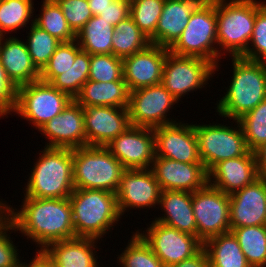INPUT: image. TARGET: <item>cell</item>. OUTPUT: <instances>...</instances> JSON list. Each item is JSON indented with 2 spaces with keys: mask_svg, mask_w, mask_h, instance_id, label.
<instances>
[{
  "mask_svg": "<svg viewBox=\"0 0 266 267\" xmlns=\"http://www.w3.org/2000/svg\"><path fill=\"white\" fill-rule=\"evenodd\" d=\"M230 230L246 226L266 225V180L253 183L229 195Z\"/></svg>",
  "mask_w": 266,
  "mask_h": 267,
  "instance_id": "obj_21",
  "label": "cell"
},
{
  "mask_svg": "<svg viewBox=\"0 0 266 267\" xmlns=\"http://www.w3.org/2000/svg\"><path fill=\"white\" fill-rule=\"evenodd\" d=\"M114 0H88L93 16H99Z\"/></svg>",
  "mask_w": 266,
  "mask_h": 267,
  "instance_id": "obj_49",
  "label": "cell"
},
{
  "mask_svg": "<svg viewBox=\"0 0 266 267\" xmlns=\"http://www.w3.org/2000/svg\"><path fill=\"white\" fill-rule=\"evenodd\" d=\"M221 118L219 123L216 119L217 122L213 121L212 124L210 121L209 124H194L199 156L207 172L220 161L240 157L250 151L238 120L230 122ZM221 121L227 123L222 124Z\"/></svg>",
  "mask_w": 266,
  "mask_h": 267,
  "instance_id": "obj_7",
  "label": "cell"
},
{
  "mask_svg": "<svg viewBox=\"0 0 266 267\" xmlns=\"http://www.w3.org/2000/svg\"><path fill=\"white\" fill-rule=\"evenodd\" d=\"M150 44V39L138 28L130 16L114 27L112 54L117 57L123 59L146 49Z\"/></svg>",
  "mask_w": 266,
  "mask_h": 267,
  "instance_id": "obj_31",
  "label": "cell"
},
{
  "mask_svg": "<svg viewBox=\"0 0 266 267\" xmlns=\"http://www.w3.org/2000/svg\"><path fill=\"white\" fill-rule=\"evenodd\" d=\"M12 233L17 235L15 225L6 215L0 221V267H18L23 263L24 257L19 254L22 250L18 249L20 246L14 243L13 237L11 238Z\"/></svg>",
  "mask_w": 266,
  "mask_h": 267,
  "instance_id": "obj_41",
  "label": "cell"
},
{
  "mask_svg": "<svg viewBox=\"0 0 266 267\" xmlns=\"http://www.w3.org/2000/svg\"><path fill=\"white\" fill-rule=\"evenodd\" d=\"M90 57L88 52L81 50L76 55L74 64L65 73L56 76L50 84L75 99L82 86L88 81Z\"/></svg>",
  "mask_w": 266,
  "mask_h": 267,
  "instance_id": "obj_35",
  "label": "cell"
},
{
  "mask_svg": "<svg viewBox=\"0 0 266 267\" xmlns=\"http://www.w3.org/2000/svg\"><path fill=\"white\" fill-rule=\"evenodd\" d=\"M106 147L125 169H149L156 156L153 128L131 125Z\"/></svg>",
  "mask_w": 266,
  "mask_h": 267,
  "instance_id": "obj_16",
  "label": "cell"
},
{
  "mask_svg": "<svg viewBox=\"0 0 266 267\" xmlns=\"http://www.w3.org/2000/svg\"><path fill=\"white\" fill-rule=\"evenodd\" d=\"M18 267H26V265L24 263H22Z\"/></svg>",
  "mask_w": 266,
  "mask_h": 267,
  "instance_id": "obj_52",
  "label": "cell"
},
{
  "mask_svg": "<svg viewBox=\"0 0 266 267\" xmlns=\"http://www.w3.org/2000/svg\"><path fill=\"white\" fill-rule=\"evenodd\" d=\"M162 191L195 192L208 184V172L203 163H183L155 157L150 168Z\"/></svg>",
  "mask_w": 266,
  "mask_h": 267,
  "instance_id": "obj_18",
  "label": "cell"
},
{
  "mask_svg": "<svg viewBox=\"0 0 266 267\" xmlns=\"http://www.w3.org/2000/svg\"><path fill=\"white\" fill-rule=\"evenodd\" d=\"M241 57L266 62V4L256 14L249 46Z\"/></svg>",
  "mask_w": 266,
  "mask_h": 267,
  "instance_id": "obj_42",
  "label": "cell"
},
{
  "mask_svg": "<svg viewBox=\"0 0 266 267\" xmlns=\"http://www.w3.org/2000/svg\"><path fill=\"white\" fill-rule=\"evenodd\" d=\"M169 49L150 44L146 49L123 58V79L130 92L160 84Z\"/></svg>",
  "mask_w": 266,
  "mask_h": 267,
  "instance_id": "obj_20",
  "label": "cell"
},
{
  "mask_svg": "<svg viewBox=\"0 0 266 267\" xmlns=\"http://www.w3.org/2000/svg\"><path fill=\"white\" fill-rule=\"evenodd\" d=\"M100 264H101V266H100ZM100 264L98 263L95 267H102V266L105 267L102 263H100Z\"/></svg>",
  "mask_w": 266,
  "mask_h": 267,
  "instance_id": "obj_51",
  "label": "cell"
},
{
  "mask_svg": "<svg viewBox=\"0 0 266 267\" xmlns=\"http://www.w3.org/2000/svg\"><path fill=\"white\" fill-rule=\"evenodd\" d=\"M247 147L255 151L266 142V99L238 119Z\"/></svg>",
  "mask_w": 266,
  "mask_h": 267,
  "instance_id": "obj_38",
  "label": "cell"
},
{
  "mask_svg": "<svg viewBox=\"0 0 266 267\" xmlns=\"http://www.w3.org/2000/svg\"><path fill=\"white\" fill-rule=\"evenodd\" d=\"M88 80L104 83L124 81L123 59L113 54H91Z\"/></svg>",
  "mask_w": 266,
  "mask_h": 267,
  "instance_id": "obj_40",
  "label": "cell"
},
{
  "mask_svg": "<svg viewBox=\"0 0 266 267\" xmlns=\"http://www.w3.org/2000/svg\"><path fill=\"white\" fill-rule=\"evenodd\" d=\"M229 60L232 63L230 83L227 87L224 85L226 91L214 109L220 117L238 120L266 99V62L241 56H232Z\"/></svg>",
  "mask_w": 266,
  "mask_h": 267,
  "instance_id": "obj_2",
  "label": "cell"
},
{
  "mask_svg": "<svg viewBox=\"0 0 266 267\" xmlns=\"http://www.w3.org/2000/svg\"><path fill=\"white\" fill-rule=\"evenodd\" d=\"M258 177L266 180V142L255 151Z\"/></svg>",
  "mask_w": 266,
  "mask_h": 267,
  "instance_id": "obj_48",
  "label": "cell"
},
{
  "mask_svg": "<svg viewBox=\"0 0 266 267\" xmlns=\"http://www.w3.org/2000/svg\"><path fill=\"white\" fill-rule=\"evenodd\" d=\"M34 23L61 42L76 40V34L69 27L63 11L56 0H43Z\"/></svg>",
  "mask_w": 266,
  "mask_h": 267,
  "instance_id": "obj_33",
  "label": "cell"
},
{
  "mask_svg": "<svg viewBox=\"0 0 266 267\" xmlns=\"http://www.w3.org/2000/svg\"><path fill=\"white\" fill-rule=\"evenodd\" d=\"M210 267H251L232 231L214 236L203 243Z\"/></svg>",
  "mask_w": 266,
  "mask_h": 267,
  "instance_id": "obj_28",
  "label": "cell"
},
{
  "mask_svg": "<svg viewBox=\"0 0 266 267\" xmlns=\"http://www.w3.org/2000/svg\"><path fill=\"white\" fill-rule=\"evenodd\" d=\"M129 13L130 1L114 0L99 16L115 27L120 21L126 19Z\"/></svg>",
  "mask_w": 266,
  "mask_h": 267,
  "instance_id": "obj_45",
  "label": "cell"
},
{
  "mask_svg": "<svg viewBox=\"0 0 266 267\" xmlns=\"http://www.w3.org/2000/svg\"><path fill=\"white\" fill-rule=\"evenodd\" d=\"M193 1L198 6L213 5L216 4L219 0H188Z\"/></svg>",
  "mask_w": 266,
  "mask_h": 267,
  "instance_id": "obj_50",
  "label": "cell"
},
{
  "mask_svg": "<svg viewBox=\"0 0 266 267\" xmlns=\"http://www.w3.org/2000/svg\"><path fill=\"white\" fill-rule=\"evenodd\" d=\"M34 7V0H0V37L28 28L34 22Z\"/></svg>",
  "mask_w": 266,
  "mask_h": 267,
  "instance_id": "obj_30",
  "label": "cell"
},
{
  "mask_svg": "<svg viewBox=\"0 0 266 267\" xmlns=\"http://www.w3.org/2000/svg\"><path fill=\"white\" fill-rule=\"evenodd\" d=\"M38 131L43 135L42 138L45 136V147L73 150L86 146L83 107L73 99Z\"/></svg>",
  "mask_w": 266,
  "mask_h": 267,
  "instance_id": "obj_17",
  "label": "cell"
},
{
  "mask_svg": "<svg viewBox=\"0 0 266 267\" xmlns=\"http://www.w3.org/2000/svg\"><path fill=\"white\" fill-rule=\"evenodd\" d=\"M69 27L76 34L93 16L88 0H56Z\"/></svg>",
  "mask_w": 266,
  "mask_h": 267,
  "instance_id": "obj_43",
  "label": "cell"
},
{
  "mask_svg": "<svg viewBox=\"0 0 266 267\" xmlns=\"http://www.w3.org/2000/svg\"><path fill=\"white\" fill-rule=\"evenodd\" d=\"M148 224L147 229L142 227L136 231L150 245L153 253L165 267H171L192 257L203 247V243L196 236L154 220Z\"/></svg>",
  "mask_w": 266,
  "mask_h": 267,
  "instance_id": "obj_12",
  "label": "cell"
},
{
  "mask_svg": "<svg viewBox=\"0 0 266 267\" xmlns=\"http://www.w3.org/2000/svg\"><path fill=\"white\" fill-rule=\"evenodd\" d=\"M0 61L8 78L17 88L40 80V71L33 64L22 37H0Z\"/></svg>",
  "mask_w": 266,
  "mask_h": 267,
  "instance_id": "obj_23",
  "label": "cell"
},
{
  "mask_svg": "<svg viewBox=\"0 0 266 267\" xmlns=\"http://www.w3.org/2000/svg\"><path fill=\"white\" fill-rule=\"evenodd\" d=\"M265 1L219 0L216 3L218 64L215 71L219 72L220 60L226 59L227 55L241 56L247 50L256 14L266 4Z\"/></svg>",
  "mask_w": 266,
  "mask_h": 267,
  "instance_id": "obj_5",
  "label": "cell"
},
{
  "mask_svg": "<svg viewBox=\"0 0 266 267\" xmlns=\"http://www.w3.org/2000/svg\"><path fill=\"white\" fill-rule=\"evenodd\" d=\"M165 0H131L130 17L138 28L155 44V31Z\"/></svg>",
  "mask_w": 266,
  "mask_h": 267,
  "instance_id": "obj_37",
  "label": "cell"
},
{
  "mask_svg": "<svg viewBox=\"0 0 266 267\" xmlns=\"http://www.w3.org/2000/svg\"><path fill=\"white\" fill-rule=\"evenodd\" d=\"M130 90L125 81L96 82L88 80L75 100L82 107L112 106L128 108Z\"/></svg>",
  "mask_w": 266,
  "mask_h": 267,
  "instance_id": "obj_27",
  "label": "cell"
},
{
  "mask_svg": "<svg viewBox=\"0 0 266 267\" xmlns=\"http://www.w3.org/2000/svg\"><path fill=\"white\" fill-rule=\"evenodd\" d=\"M197 7L193 1L165 0L155 31V45L169 49L180 37Z\"/></svg>",
  "mask_w": 266,
  "mask_h": 267,
  "instance_id": "obj_26",
  "label": "cell"
},
{
  "mask_svg": "<svg viewBox=\"0 0 266 267\" xmlns=\"http://www.w3.org/2000/svg\"><path fill=\"white\" fill-rule=\"evenodd\" d=\"M181 121L153 128L155 157L183 163H202L194 124Z\"/></svg>",
  "mask_w": 266,
  "mask_h": 267,
  "instance_id": "obj_15",
  "label": "cell"
},
{
  "mask_svg": "<svg viewBox=\"0 0 266 267\" xmlns=\"http://www.w3.org/2000/svg\"><path fill=\"white\" fill-rule=\"evenodd\" d=\"M192 207L197 224V238L208 239L230 230V197L207 184L192 192Z\"/></svg>",
  "mask_w": 266,
  "mask_h": 267,
  "instance_id": "obj_13",
  "label": "cell"
},
{
  "mask_svg": "<svg viewBox=\"0 0 266 267\" xmlns=\"http://www.w3.org/2000/svg\"><path fill=\"white\" fill-rule=\"evenodd\" d=\"M102 241L75 237L48 245L44 251L50 256L57 267H95L98 262V249Z\"/></svg>",
  "mask_w": 266,
  "mask_h": 267,
  "instance_id": "obj_25",
  "label": "cell"
},
{
  "mask_svg": "<svg viewBox=\"0 0 266 267\" xmlns=\"http://www.w3.org/2000/svg\"><path fill=\"white\" fill-rule=\"evenodd\" d=\"M161 191L150 168L125 169L116 192L120 215L122 218L124 214L128 217L127 214L132 209H146L145 213H148L150 208L155 210L159 205Z\"/></svg>",
  "mask_w": 266,
  "mask_h": 267,
  "instance_id": "obj_14",
  "label": "cell"
},
{
  "mask_svg": "<svg viewBox=\"0 0 266 267\" xmlns=\"http://www.w3.org/2000/svg\"><path fill=\"white\" fill-rule=\"evenodd\" d=\"M21 198V206L16 208L13 203H7L6 208V215L17 233L22 235L20 237L28 239L39 250L54 242L76 237L69 198Z\"/></svg>",
  "mask_w": 266,
  "mask_h": 267,
  "instance_id": "obj_1",
  "label": "cell"
},
{
  "mask_svg": "<svg viewBox=\"0 0 266 267\" xmlns=\"http://www.w3.org/2000/svg\"><path fill=\"white\" fill-rule=\"evenodd\" d=\"M242 252L251 267H266V225L234 228Z\"/></svg>",
  "mask_w": 266,
  "mask_h": 267,
  "instance_id": "obj_32",
  "label": "cell"
},
{
  "mask_svg": "<svg viewBox=\"0 0 266 267\" xmlns=\"http://www.w3.org/2000/svg\"><path fill=\"white\" fill-rule=\"evenodd\" d=\"M76 237L104 241L121 224L116 193L98 189H74L69 197ZM119 223V225H118ZM101 239V240H100Z\"/></svg>",
  "mask_w": 266,
  "mask_h": 267,
  "instance_id": "obj_4",
  "label": "cell"
},
{
  "mask_svg": "<svg viewBox=\"0 0 266 267\" xmlns=\"http://www.w3.org/2000/svg\"><path fill=\"white\" fill-rule=\"evenodd\" d=\"M171 267H210L208 255L205 249L202 247L192 257L181 261Z\"/></svg>",
  "mask_w": 266,
  "mask_h": 267,
  "instance_id": "obj_46",
  "label": "cell"
},
{
  "mask_svg": "<svg viewBox=\"0 0 266 267\" xmlns=\"http://www.w3.org/2000/svg\"><path fill=\"white\" fill-rule=\"evenodd\" d=\"M216 73L215 65L206 59L180 56L168 51L161 84L178 102H183L181 100L186 95L202 88L206 90Z\"/></svg>",
  "mask_w": 266,
  "mask_h": 267,
  "instance_id": "obj_10",
  "label": "cell"
},
{
  "mask_svg": "<svg viewBox=\"0 0 266 267\" xmlns=\"http://www.w3.org/2000/svg\"><path fill=\"white\" fill-rule=\"evenodd\" d=\"M114 27L100 16H92L76 33L81 50L91 54H112Z\"/></svg>",
  "mask_w": 266,
  "mask_h": 267,
  "instance_id": "obj_29",
  "label": "cell"
},
{
  "mask_svg": "<svg viewBox=\"0 0 266 267\" xmlns=\"http://www.w3.org/2000/svg\"><path fill=\"white\" fill-rule=\"evenodd\" d=\"M28 30L26 29L28 35L25 43L33 64L41 71L62 42L34 22L28 27Z\"/></svg>",
  "mask_w": 266,
  "mask_h": 267,
  "instance_id": "obj_36",
  "label": "cell"
},
{
  "mask_svg": "<svg viewBox=\"0 0 266 267\" xmlns=\"http://www.w3.org/2000/svg\"><path fill=\"white\" fill-rule=\"evenodd\" d=\"M44 148V149H43ZM30 168L23 195L33 198H69L74 191L73 150L43 146Z\"/></svg>",
  "mask_w": 266,
  "mask_h": 267,
  "instance_id": "obj_3",
  "label": "cell"
},
{
  "mask_svg": "<svg viewBox=\"0 0 266 267\" xmlns=\"http://www.w3.org/2000/svg\"><path fill=\"white\" fill-rule=\"evenodd\" d=\"M216 4L198 6L177 41L169 48L173 54L206 59L218 64Z\"/></svg>",
  "mask_w": 266,
  "mask_h": 267,
  "instance_id": "obj_9",
  "label": "cell"
},
{
  "mask_svg": "<svg viewBox=\"0 0 266 267\" xmlns=\"http://www.w3.org/2000/svg\"><path fill=\"white\" fill-rule=\"evenodd\" d=\"M86 146H107L131 126L128 108L83 107Z\"/></svg>",
  "mask_w": 266,
  "mask_h": 267,
  "instance_id": "obj_19",
  "label": "cell"
},
{
  "mask_svg": "<svg viewBox=\"0 0 266 267\" xmlns=\"http://www.w3.org/2000/svg\"><path fill=\"white\" fill-rule=\"evenodd\" d=\"M17 87L11 82L0 61V120L13 116L16 105Z\"/></svg>",
  "mask_w": 266,
  "mask_h": 267,
  "instance_id": "obj_44",
  "label": "cell"
},
{
  "mask_svg": "<svg viewBox=\"0 0 266 267\" xmlns=\"http://www.w3.org/2000/svg\"><path fill=\"white\" fill-rule=\"evenodd\" d=\"M80 51L81 47L76 40L62 42L40 71V80L50 83L56 76L65 73L74 64L76 55Z\"/></svg>",
  "mask_w": 266,
  "mask_h": 267,
  "instance_id": "obj_39",
  "label": "cell"
},
{
  "mask_svg": "<svg viewBox=\"0 0 266 267\" xmlns=\"http://www.w3.org/2000/svg\"><path fill=\"white\" fill-rule=\"evenodd\" d=\"M258 178L254 151L220 161L208 172V184L229 195L243 189Z\"/></svg>",
  "mask_w": 266,
  "mask_h": 267,
  "instance_id": "obj_22",
  "label": "cell"
},
{
  "mask_svg": "<svg viewBox=\"0 0 266 267\" xmlns=\"http://www.w3.org/2000/svg\"><path fill=\"white\" fill-rule=\"evenodd\" d=\"M131 233L125 248L119 249L122 253L116 255L119 267H165L143 237L136 230Z\"/></svg>",
  "mask_w": 266,
  "mask_h": 267,
  "instance_id": "obj_34",
  "label": "cell"
},
{
  "mask_svg": "<svg viewBox=\"0 0 266 267\" xmlns=\"http://www.w3.org/2000/svg\"><path fill=\"white\" fill-rule=\"evenodd\" d=\"M72 100L69 94L56 89L50 83L38 80L18 87L13 114L26 120L38 132Z\"/></svg>",
  "mask_w": 266,
  "mask_h": 267,
  "instance_id": "obj_8",
  "label": "cell"
},
{
  "mask_svg": "<svg viewBox=\"0 0 266 267\" xmlns=\"http://www.w3.org/2000/svg\"><path fill=\"white\" fill-rule=\"evenodd\" d=\"M125 168L106 146L73 149L74 189H98L116 193Z\"/></svg>",
  "mask_w": 266,
  "mask_h": 267,
  "instance_id": "obj_6",
  "label": "cell"
},
{
  "mask_svg": "<svg viewBox=\"0 0 266 267\" xmlns=\"http://www.w3.org/2000/svg\"><path fill=\"white\" fill-rule=\"evenodd\" d=\"M33 253H35V256L30 258L29 262L26 260V258L24 259L23 263L26 265V267H57L54 261L44 250L35 248V252Z\"/></svg>",
  "mask_w": 266,
  "mask_h": 267,
  "instance_id": "obj_47",
  "label": "cell"
},
{
  "mask_svg": "<svg viewBox=\"0 0 266 267\" xmlns=\"http://www.w3.org/2000/svg\"><path fill=\"white\" fill-rule=\"evenodd\" d=\"M160 207V208H159ZM160 215L153 220L181 232L197 237V224L192 207V193L185 191H161L157 210Z\"/></svg>",
  "mask_w": 266,
  "mask_h": 267,
  "instance_id": "obj_24",
  "label": "cell"
},
{
  "mask_svg": "<svg viewBox=\"0 0 266 267\" xmlns=\"http://www.w3.org/2000/svg\"><path fill=\"white\" fill-rule=\"evenodd\" d=\"M178 103L161 83L136 89L130 92L128 105L131 125L156 128L178 122L180 120L170 114Z\"/></svg>",
  "mask_w": 266,
  "mask_h": 267,
  "instance_id": "obj_11",
  "label": "cell"
}]
</instances>
